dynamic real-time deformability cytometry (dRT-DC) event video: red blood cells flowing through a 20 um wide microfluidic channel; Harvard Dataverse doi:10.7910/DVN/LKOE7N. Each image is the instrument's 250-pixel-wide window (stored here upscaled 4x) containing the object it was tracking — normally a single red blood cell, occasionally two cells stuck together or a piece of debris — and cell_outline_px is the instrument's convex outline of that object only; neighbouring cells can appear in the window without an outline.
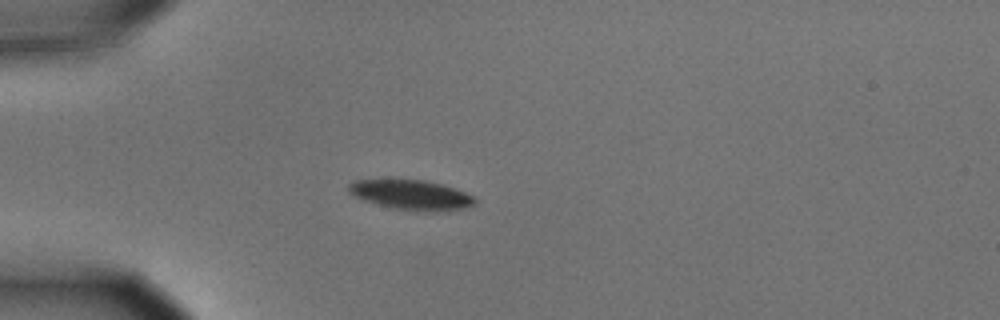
{"species": "common noctule bat (a hibernating species)", "species_latin": "Nyctalus noctula", "temperature_condition": "cold", "stored_images_in_passage": 8, "camera_frame_rate_fps": 3000, "um_per_image_px": 0.085, "animal": {"sex": "male", "body_mass_g": 15.6}, "frame": {"image": 1, "passage_image": 5, "time_ms": 1.333, "image_size_px": [1000, 320], "cell_outline_px": [[476, 204], [464, 208], [436, 212], [416, 212], [396, 208], [380, 204], [356, 196], [348, 192], [348, 184], [356, 180], [424, 180], [444, 184], [476, 196]], "centroid_in_image_um": [35.06, 16.57], "position_along_channel_um": 49.9, "area_um2": 21.85}}
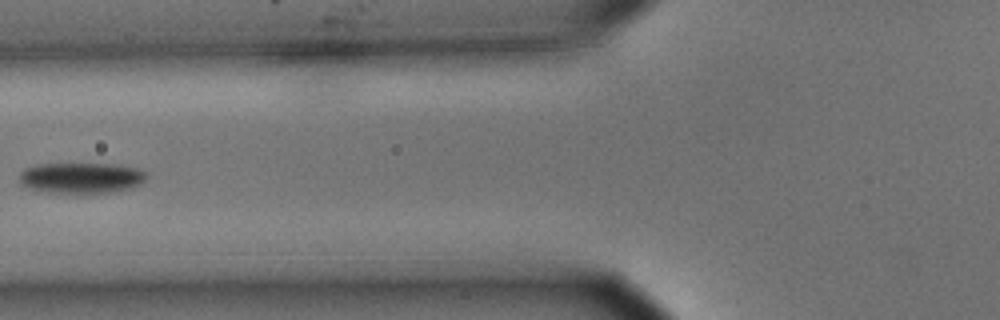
{"frame": {"image": 2, "passage_image": 7, "time_ms": 2.0, "image_size_px": [1000, 320], "cell_outline_px": [[148, 176], [140, 184], [132, 188], [112, 192], [88, 196], [48, 192], [28, 188], [20, 184], [20, 172], [24, 168], [36, 164], [112, 164], [136, 168], [144, 172]], "centroid_in_image_um": [6.89, 15.16], "position_along_channel_um": 118.9, "area_um2": 23.52}}
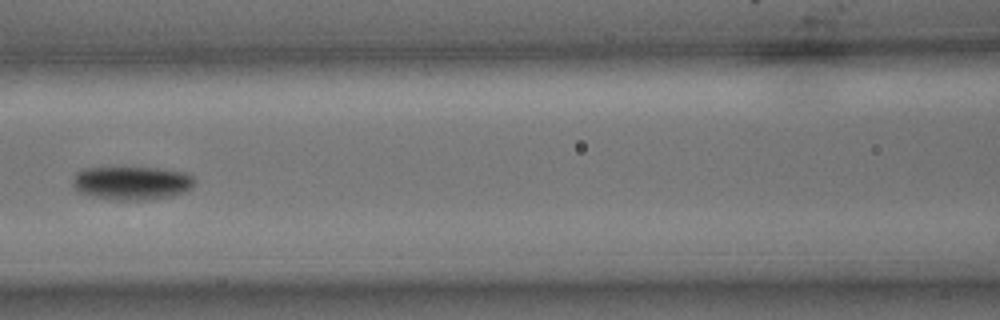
{"frame": {"image": 3, "passage_image": 8, "time_ms": 2.333, "image_size_px": [1000, 320], "cell_outline_px": [[196, 180], [192, 188], [184, 192], [172, 196], [148, 200], [112, 200], [92, 196], [76, 192], [72, 184], [72, 180], [76, 172], [84, 168], [156, 168], [188, 172]], "centroid_in_image_um": [11.2, 15.56], "position_along_channel_um": 155.4, "area_um2": 24.16}}